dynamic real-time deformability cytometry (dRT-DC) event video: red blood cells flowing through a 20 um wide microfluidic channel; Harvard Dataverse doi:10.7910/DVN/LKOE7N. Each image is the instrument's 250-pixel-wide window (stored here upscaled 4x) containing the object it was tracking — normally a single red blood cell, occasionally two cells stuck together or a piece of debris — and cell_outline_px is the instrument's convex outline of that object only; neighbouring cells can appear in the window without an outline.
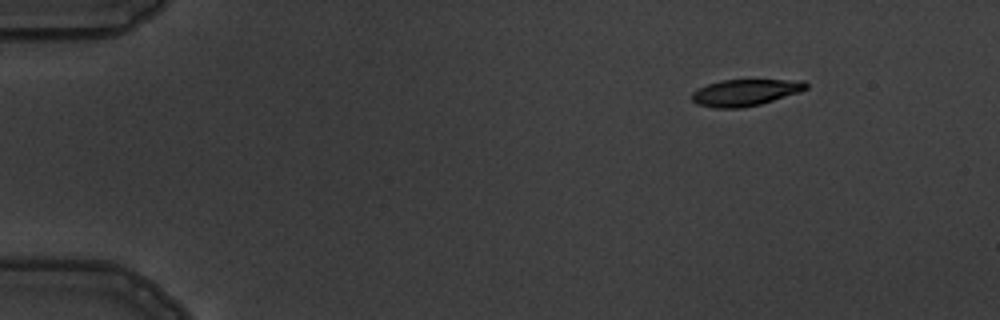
{"species": "common noctule bat (a hibernating species)", "species_latin": "Nyctalus noctula", "temperature_condition": "warm", "stored_images_in_passage": 3, "camera_frame_rate_fps": 3000, "um_per_image_px": 0.085, "animal": {"sex": "male", "body_mass_g": 19.5, "forearm_length_mm": 54.6}, "frame": {"image": 1, "passage_image": 1, "time_ms": 0.0, "image_size_px": [1000, 320], "cell_outline_px": [[808, 88], [800, 92], [760, 104], [740, 108], [712, 108], [696, 104], [692, 100], [692, 92], [708, 84], [720, 80], [804, 80], [808, 84]], "centroid_in_image_um": [63.35, 7.86], "position_along_channel_um": 21.7, "area_um2": 17.69}}
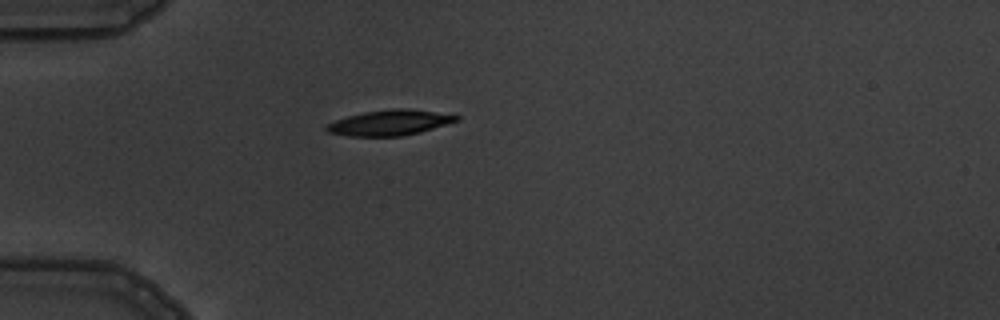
{"frame": {"image": 2, "passage_image": 3, "time_ms": 3.0, "image_size_px": [1000, 320], "cell_outline_px": [[460, 120], [420, 132], [400, 136], [348, 136], [328, 132], [324, 128], [328, 124], [336, 120], [348, 116], [364, 112], [392, 108], [408, 108], [460, 116]], "centroid_in_image_um": [33.12, 10.42], "position_along_channel_um": 51.9, "area_um2": 19.07}}